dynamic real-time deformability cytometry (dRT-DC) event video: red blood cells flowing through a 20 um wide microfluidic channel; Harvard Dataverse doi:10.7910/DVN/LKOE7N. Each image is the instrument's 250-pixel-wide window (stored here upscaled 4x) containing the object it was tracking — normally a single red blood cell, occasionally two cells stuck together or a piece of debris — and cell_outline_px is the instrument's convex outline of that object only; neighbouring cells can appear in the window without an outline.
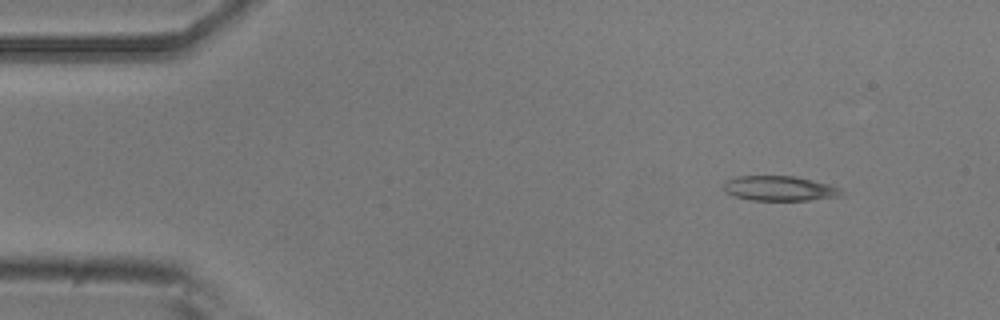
{"species": "common noctule bat (a hibernating species)", "species_latin": "Nyctalus noctula", "temperature_condition": "room temperature", "stored_images_in_passage": 43, "camera_frame_rate_fps": 3000, "um_per_image_px": 0.085, "animal": {"sex": "male", "body_mass_g": 20.5, "forearm_length_mm": 52.5}, "frame": {"image": 1, "passage_image": 1, "time_ms": 0.0, "image_size_px": [1000, 320], "cell_outline_px": [[844, 192], [840, 196], [808, 200], [752, 200], [736, 196], [724, 192], [724, 180], [736, 176], [796, 176], [844, 188]], "centroid_in_image_um": [66.27, 16.0], "position_along_channel_um": 18.7, "area_um2": 17.17}}
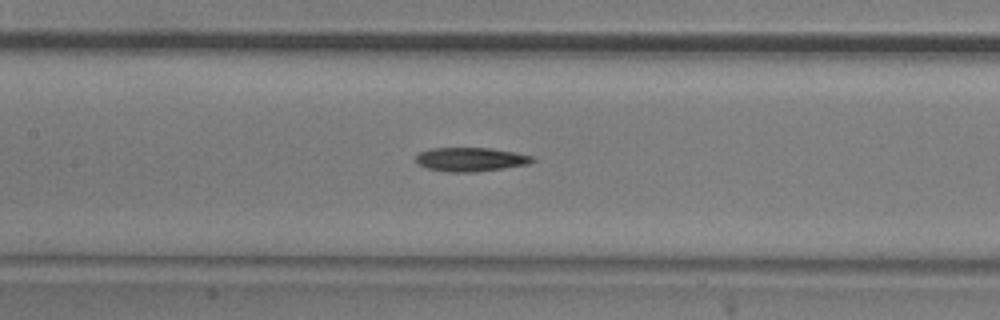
{"frame": {"image": 2, "passage_image": 19, "time_ms": 6.0, "image_size_px": [1000, 320], "cell_outline_px": [[536, 160], [528, 164], [504, 168], [476, 172], [448, 172], [428, 168], [420, 164], [416, 160], [416, 156], [420, 152], [432, 148], [492, 148], [516, 152], [536, 156]], "centroid_in_image_um": [40.08, 13.54], "position_along_channel_um": 167.3, "area_um2": 16.3}}
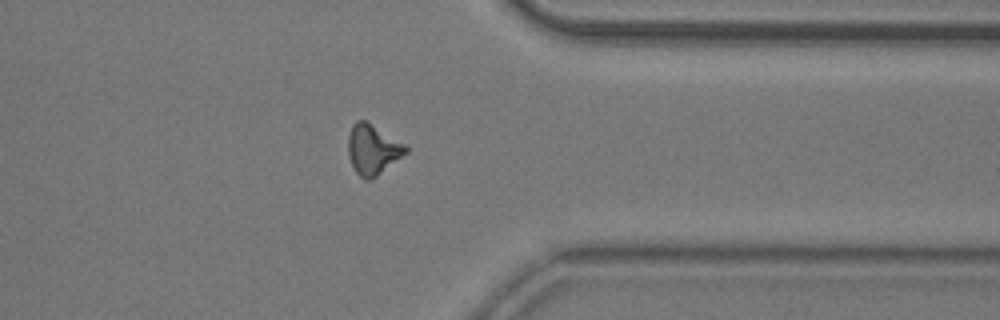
{"frame": {"image": 3, "passage_image": 36, "time_ms": 11.667, "image_size_px": [1000, 320], "cell_outline_px": [[408, 152], [376, 176], [368, 180], [364, 180], [356, 172], [348, 156], [348, 136], [352, 124], [356, 120], [364, 120], [404, 144], [408, 148]], "centroid_in_image_um": [31.65, 12.71], "position_along_channel_um": 379.7, "area_um2": 16.47}, "authors_computed_cell_mechanics": {"area_um2": 16.4152, "velocity_mm_per_s": 3.8873, "shape_relaxation_time_tau1_ms": null, "shape_relaxation_time_tau2_ms": 4.8481, "deformation_change_tau1": null, "deformation_change_tau2": 0.158}}